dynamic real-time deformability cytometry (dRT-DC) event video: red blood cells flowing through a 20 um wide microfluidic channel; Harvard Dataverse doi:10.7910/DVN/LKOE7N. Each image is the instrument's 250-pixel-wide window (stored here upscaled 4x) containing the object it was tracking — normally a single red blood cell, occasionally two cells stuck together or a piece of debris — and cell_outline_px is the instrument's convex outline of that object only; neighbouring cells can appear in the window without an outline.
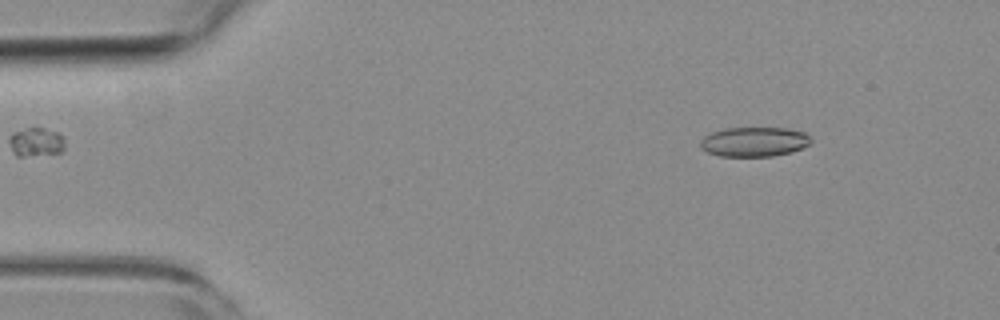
{"species": "common noctule bat (a hibernating species)", "species_latin": "Nyctalus noctula", "temperature_condition": "room temperature", "stored_images_in_passage": 16, "camera_frame_rate_fps": 3000, "um_per_image_px": 0.085, "animal": {"sex": "female", "body_mass_g": 19.3, "forearm_length_mm": 54.1}, "frame": {"image": 1, "passage_image": 6, "time_ms": 1.667, "image_size_px": [1000, 320], "cell_outline_px": [[812, 140], [808, 144], [792, 152], [772, 156], [720, 156], [708, 152], [700, 148], [700, 140], [704, 136], [712, 132], [724, 128], [788, 128], [804, 132]], "centroid_in_image_um": [64.08, 12.05], "position_along_channel_um": 20.9, "area_um2": 19.02}}
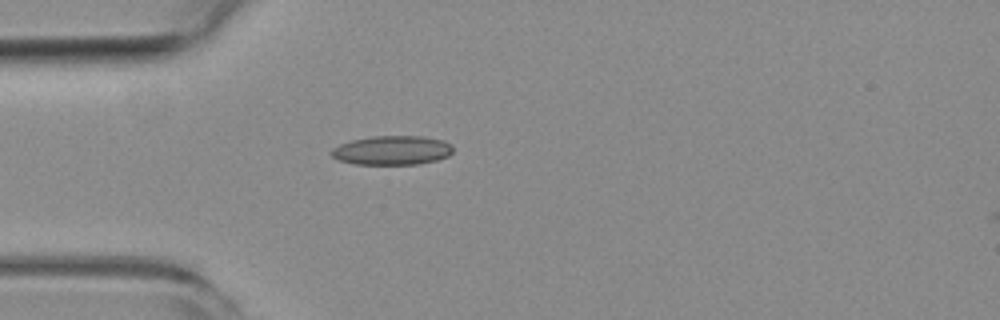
{"frame": {"image": 2, "passage_image": 14, "time_ms": 4.333, "image_size_px": [1000, 320], "cell_outline_px": [[452, 152], [448, 156], [436, 160], [416, 164], [356, 164], [340, 160], [332, 156], [328, 152], [332, 148], [340, 144], [352, 140], [372, 136], [424, 136], [444, 140], [452, 144]], "centroid_in_image_um": [33.33, 12.76], "position_along_channel_um": 51.7, "area_um2": 20.69}}